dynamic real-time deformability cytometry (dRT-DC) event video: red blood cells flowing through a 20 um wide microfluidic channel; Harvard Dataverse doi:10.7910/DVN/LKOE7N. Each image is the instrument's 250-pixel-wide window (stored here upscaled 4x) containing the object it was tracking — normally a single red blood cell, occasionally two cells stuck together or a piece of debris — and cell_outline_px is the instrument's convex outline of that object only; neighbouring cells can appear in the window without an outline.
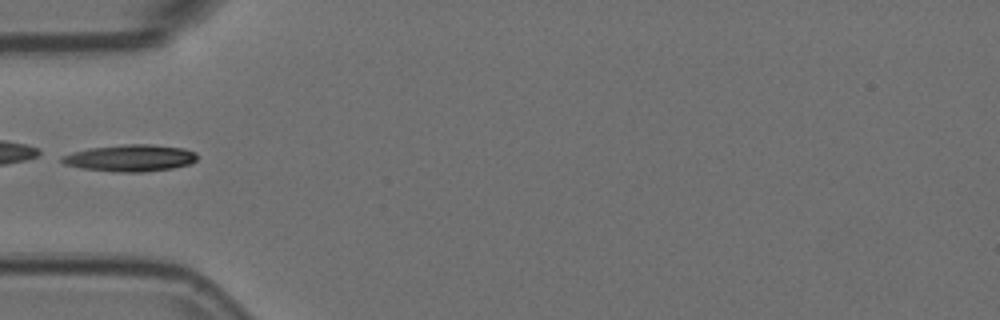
{"species": "Egyptian fruit bat (a non-hibernating species)", "species_latin": "Rousettus aegyptiacus", "temperature_condition": "room temperature", "stored_images_in_passage": 5, "camera_frame_rate_fps": 3000, "um_per_image_px": 0.085, "animal": {"sex": "female"}, "frame": {"image": 1, "passage_image": 4, "time_ms": 1.0, "image_size_px": [1000, 320], "cell_outline_px": [[196, 160], [188, 164], [172, 168], [144, 172], [116, 172], [80, 168], [64, 164], [60, 160], [60, 156], [72, 152], [88, 148], [124, 144], [152, 144], [184, 148], [196, 152]], "centroid_in_image_um": [11.03, 13.43], "position_along_channel_um": 74.0, "area_um2": 21.27}}
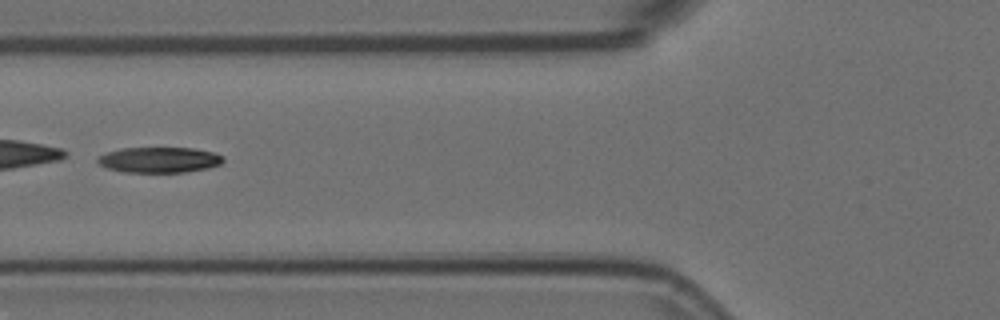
{"frame": {"image": 2, "passage_image": 5, "time_ms": 1.333, "image_size_px": [1000, 320], "cell_outline_px": [[224, 160], [220, 164], [208, 168], [184, 172], [124, 172], [108, 168], [100, 164], [96, 160], [100, 156], [108, 152], [120, 148], [192, 148], [212, 152], [224, 156]], "centroid_in_image_um": [13.56, 13.59], "position_along_channel_um": 112.2, "area_um2": 18.55}}